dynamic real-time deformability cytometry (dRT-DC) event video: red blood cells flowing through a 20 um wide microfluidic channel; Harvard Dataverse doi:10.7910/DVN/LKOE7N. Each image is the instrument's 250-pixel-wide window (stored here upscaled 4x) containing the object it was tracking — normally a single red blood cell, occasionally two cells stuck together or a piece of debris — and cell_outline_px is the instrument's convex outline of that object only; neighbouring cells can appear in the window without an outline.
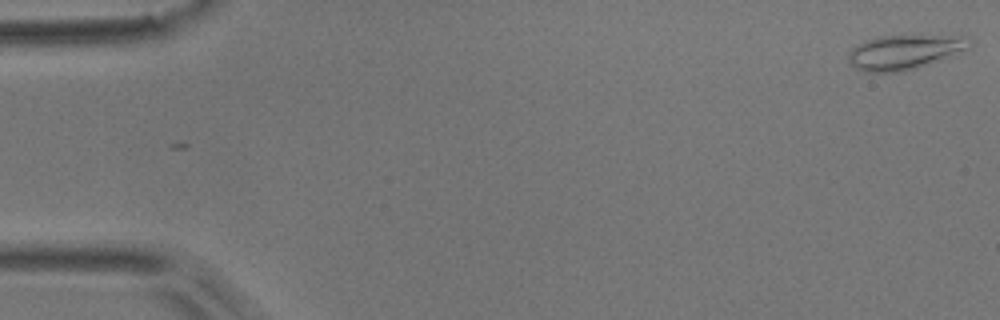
{"species": "common noctule bat (a hibernating species)", "species_latin": "Nyctalus noctula", "temperature_condition": "room temperature", "stored_images_in_passage": 5, "camera_frame_rate_fps": 3000, "um_per_image_px": 0.085, "animal": {"sex": "male", "body_mass_g": 17.9}, "frame": {"image": 1, "passage_image": 1, "time_ms": 0.0, "image_size_px": [1000, 320], "cell_outline_px": [[972, 48], [952, 56], [916, 68], [900, 72], [864, 72], [848, 64], [848, 52], [856, 44], [864, 40], [876, 36], [960, 32], [972, 36]], "centroid_in_image_um": [77.04, 4.34], "position_along_channel_um": 8.0, "area_um2": 26.24}}